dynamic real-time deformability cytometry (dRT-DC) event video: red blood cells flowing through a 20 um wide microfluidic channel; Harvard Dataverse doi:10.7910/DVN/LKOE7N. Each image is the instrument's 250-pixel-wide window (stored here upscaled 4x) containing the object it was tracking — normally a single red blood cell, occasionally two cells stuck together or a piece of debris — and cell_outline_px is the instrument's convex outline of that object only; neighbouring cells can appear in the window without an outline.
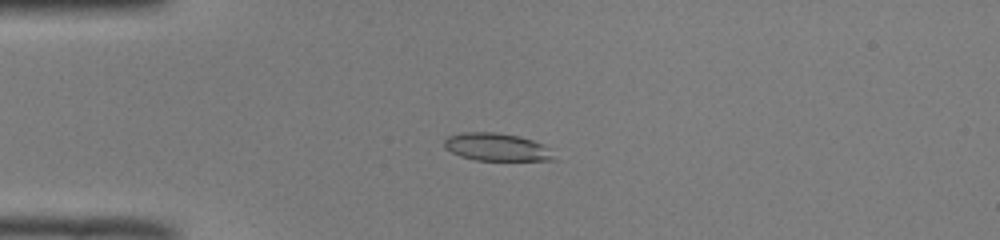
{"species": "common noctule bat (a hibernating species)", "species_latin": "Nyctalus noctula", "temperature_condition": "room temperature", "stored_images_in_passage": 50, "camera_frame_rate_fps": 3000, "um_per_image_px": 0.085, "animal": {"sex": "male", "body_mass_g": 19.0, "forearm_length_mm": 50.8}, "frame": {"image": 1, "passage_image": 12, "time_ms": 3.667, "image_size_px": [1000, 240], "cell_outline_px": [[556, 160], [476, 160], [460, 156], [444, 148], [444, 140], [448, 136], [460, 132], [496, 132], [520, 136], [544, 144], [548, 148]], "centroid_in_image_um": [42.19, 12.49], "position_along_channel_um": 42.8, "area_um2": 17.74}}
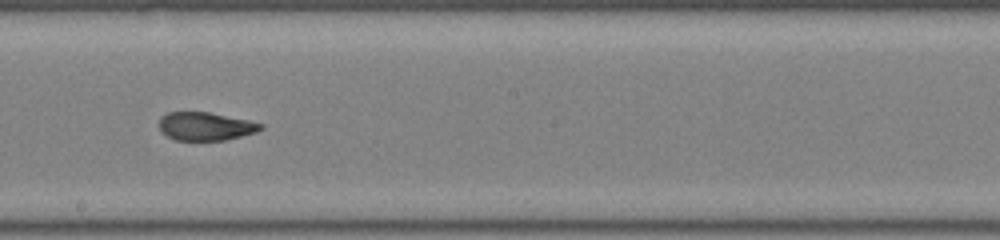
{"frame": {"image": 2, "passage_image": 28, "time_ms": 9.0, "image_size_px": [1000, 240], "cell_outline_px": [[264, 128], [256, 132], [224, 140], [176, 140], [168, 136], [160, 128], [160, 116], [168, 112], [208, 112], [248, 120], [264, 124]], "centroid_in_image_um": [17.49, 10.73], "position_along_channel_um": 230.7, "area_um2": 16.53}}
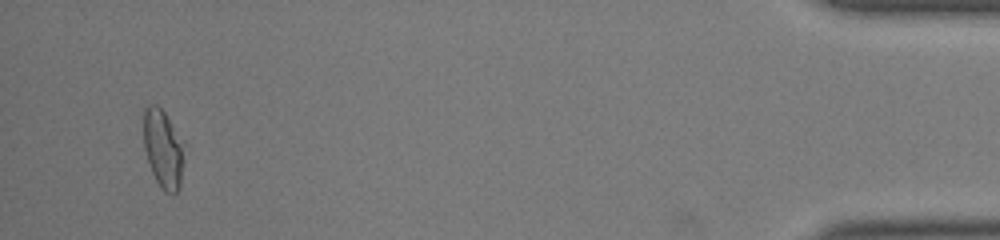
{"frame": {"image": 3, "passage_image": 48, "time_ms": 15.667, "image_size_px": [1000, 240], "cell_outline_px": [[184, 160], [180, 184], [176, 192], [172, 196], [164, 192], [160, 188], [152, 172], [144, 148], [144, 108], [148, 104], [156, 104], [164, 112], [184, 144]], "centroid_in_image_um": [13.87, 12.68], "position_along_channel_um": 421.3, "area_um2": 18.55}, "authors_computed_cell_mechanics": {"area_um2": 18.2937, "velocity_mm_per_s": 3.9972, "shape_relaxation_time_tau1_ms": 10.4816, "shape_relaxation_time_tau2_ms": 1.0582, "deformation_change_tau1": 0.2837, "deformation_change_tau2": 0.069}}